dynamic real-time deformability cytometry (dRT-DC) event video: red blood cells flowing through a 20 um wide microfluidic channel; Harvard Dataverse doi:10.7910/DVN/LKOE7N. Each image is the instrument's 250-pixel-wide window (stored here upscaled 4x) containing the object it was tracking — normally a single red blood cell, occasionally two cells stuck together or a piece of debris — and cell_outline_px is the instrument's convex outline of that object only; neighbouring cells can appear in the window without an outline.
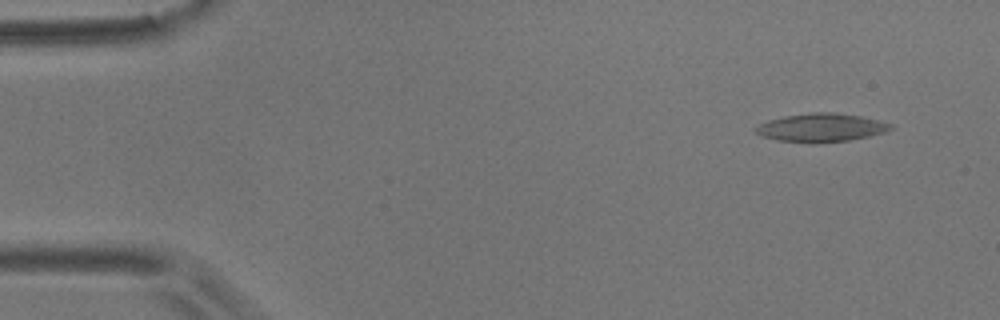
{"species": "common noctule bat (a hibernating species)", "species_latin": "Nyctalus noctula", "temperature_condition": "room temperature", "stored_images_in_passage": 5, "camera_frame_rate_fps": 3000, "um_per_image_px": 0.085, "animal": {"sex": "male", "body_mass_g": 17.9}, "frame": {"image": 1, "passage_image": 1, "time_ms": 0.0, "image_size_px": [1000, 320], "cell_outline_px": [[892, 128], [884, 132], [868, 136], [848, 140], [816, 144], [780, 140], [760, 136], [756, 132], [756, 128], [760, 124], [768, 120], [784, 116], [812, 112], [832, 112], [860, 116], [892, 124]], "centroid_in_image_um": [69.77, 10.85], "position_along_channel_um": 15.2, "area_um2": 22.14}}
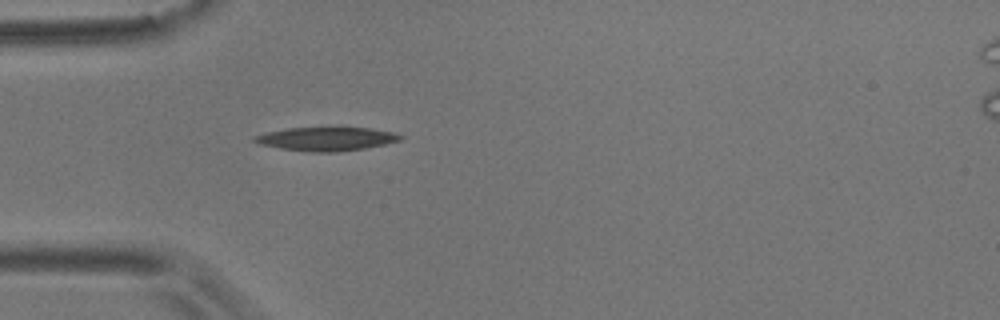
{"frame": {"image": 2, "passage_image": 4, "time_ms": 1.0, "image_size_px": [1000, 320], "cell_outline_px": [[404, 136], [400, 140], [384, 144], [364, 148], [336, 152], [312, 152], [280, 148], [260, 144], [252, 140], [252, 136], [268, 132], [288, 128], [336, 124], [368, 128], [392, 132]], "centroid_in_image_um": [27.73, 11.75], "position_along_channel_um": 57.3, "area_um2": 20.92}}